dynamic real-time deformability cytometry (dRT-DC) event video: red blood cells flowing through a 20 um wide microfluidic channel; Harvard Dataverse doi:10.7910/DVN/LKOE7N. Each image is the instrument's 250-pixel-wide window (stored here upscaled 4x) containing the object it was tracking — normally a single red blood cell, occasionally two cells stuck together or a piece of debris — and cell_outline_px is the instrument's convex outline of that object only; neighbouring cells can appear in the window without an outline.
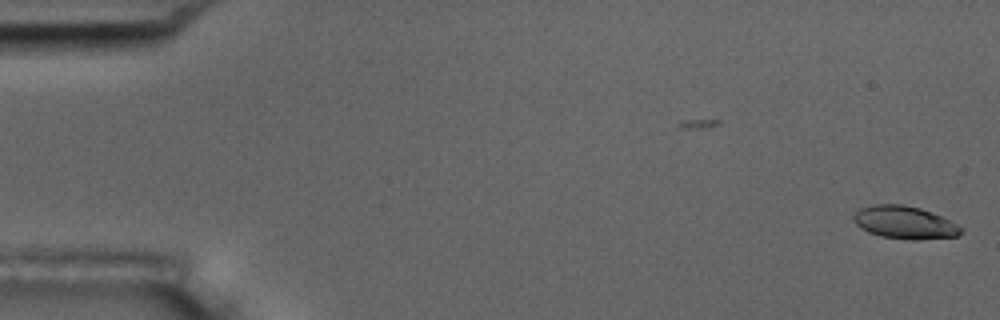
{"species": "common noctule bat (a hibernating species)", "species_latin": "Nyctalus noctula", "temperature_condition": "room temperature", "stored_images_in_passage": 49, "camera_frame_rate_fps": 3000, "um_per_image_px": 0.085, "animal": {"sex": "male", "body_mass_g": 17.5, "forearm_length_mm": 52.3}, "frame": {"image": 1, "passage_image": 1, "time_ms": 0.0, "image_size_px": [1000, 320], "cell_outline_px": [[964, 232], [956, 236], [920, 240], [912, 240], [880, 236], [868, 232], [860, 228], [852, 220], [852, 216], [860, 208], [872, 204], [904, 204], [920, 208], [932, 212], [964, 228]], "centroid_in_image_um": [76.88, 18.91], "position_along_channel_um": 8.1, "area_um2": 20.69}}
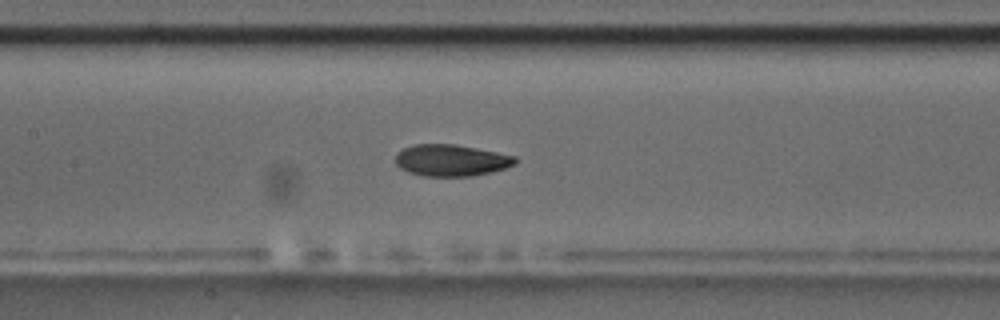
{"frame": {"image": 2, "passage_image": 26, "time_ms": 8.333, "image_size_px": [1000, 320], "cell_outline_px": [[516, 164], [492, 172], [472, 176], [424, 176], [408, 172], [400, 168], [396, 164], [396, 152], [412, 144], [456, 144], [516, 156]], "centroid_in_image_um": [38.33, 13.62], "position_along_channel_um": 169.1, "area_um2": 22.14}}
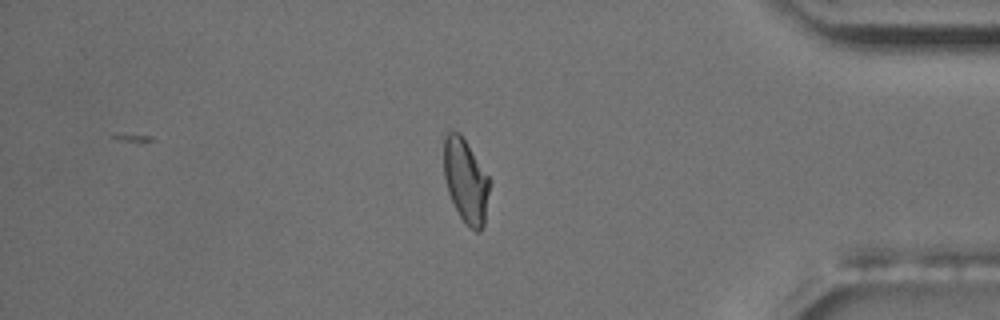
{"frame": {"image": 3, "passage_image": 47, "time_ms": 15.333, "image_size_px": [1000, 320], "cell_outline_px": [[488, 192], [484, 224], [480, 232], [476, 232], [460, 216], [448, 192], [444, 176], [444, 136], [448, 132], [460, 132], [488, 176]], "centroid_in_image_um": [39.56, 15.34], "position_along_channel_um": 395.6, "area_um2": 21.73}, "authors_computed_cell_mechanics": {"area_um2": 21.7906, "velocity_mm_per_s": 3.6612, "shape_relaxation_time_tau1_ms": 5.8034, "shape_relaxation_time_tau2_ms": 2.2016, "deformation_change_tau1": 0.1601, "deformation_change_tau2": 0.0673}}